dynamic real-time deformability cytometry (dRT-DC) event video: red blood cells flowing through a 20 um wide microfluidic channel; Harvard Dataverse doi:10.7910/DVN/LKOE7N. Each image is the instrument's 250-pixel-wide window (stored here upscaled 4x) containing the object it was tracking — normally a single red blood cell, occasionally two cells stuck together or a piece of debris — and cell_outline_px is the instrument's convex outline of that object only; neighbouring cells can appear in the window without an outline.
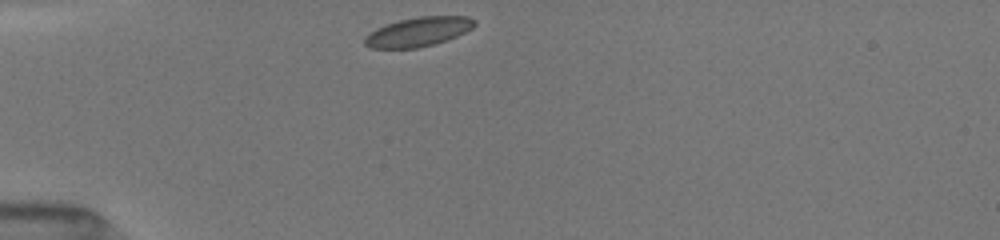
{"species": "common noctule bat (a hibernating species)", "species_latin": "Nyctalus noctula", "temperature_condition": "room temperature", "stored_images_in_passage": 53, "camera_frame_rate_fps": 3000, "um_per_image_px": 0.085, "animal": {"sex": "female", "body_mass_g": 19.5, "forearm_length_mm": 54.1}, "frame": {"image": 1, "passage_image": 1, "time_ms": 0.0, "image_size_px": [1000, 240], "cell_outline_px": [[476, 24], [472, 28], [456, 36], [432, 44], [416, 48], [372, 48], [364, 44], [364, 36], [368, 32], [376, 28], [400, 20], [420, 16], [468, 16], [476, 20]], "centroid_in_image_um": [35.53, 2.69], "position_along_channel_um": 49.5, "area_um2": 18.55}}
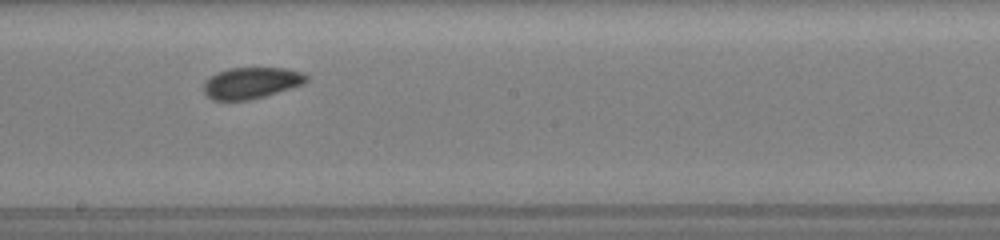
{"frame": {"image": 2, "passage_image": 19, "time_ms": 5.0, "image_size_px": [1000, 240], "cell_outline_px": [[308, 80], [304, 84], [292, 88], [264, 96], [248, 100], [212, 100], [204, 92], [204, 80], [216, 72], [228, 68], [284, 68], [300, 72], [308, 76]], "centroid_in_image_um": [21.34, 7.04], "position_along_channel_um": 226.9, "area_um2": 18.79}}
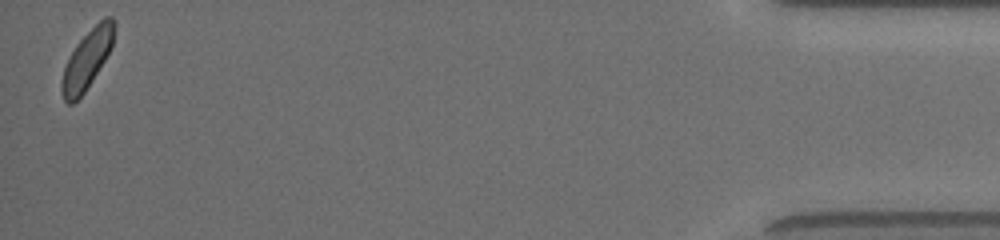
{"frame": {"image": 3, "passage_image": 52, "time_ms": 12.0, "image_size_px": [1000, 240], "cell_outline_px": [[116, 24], [112, 48], [92, 80], [84, 92], [72, 104], [68, 104], [64, 100], [60, 88], [60, 84], [64, 68], [76, 44], [104, 16], [112, 16], [116, 20]], "centroid_in_image_um": [7.42, 5.02], "position_along_channel_um": 427.8, "area_um2": 17.86}, "authors_computed_cell_mechanics": {"area_um2": 18.7272, "velocity_mm_per_s": 4.0076, "shape_relaxation_time_tau1_ms": 2.0911, "shape_relaxation_time_tau2_ms": 5.0953, "deformation_change_tau1": 0.0669, "deformation_change_tau2": 0.0906}}